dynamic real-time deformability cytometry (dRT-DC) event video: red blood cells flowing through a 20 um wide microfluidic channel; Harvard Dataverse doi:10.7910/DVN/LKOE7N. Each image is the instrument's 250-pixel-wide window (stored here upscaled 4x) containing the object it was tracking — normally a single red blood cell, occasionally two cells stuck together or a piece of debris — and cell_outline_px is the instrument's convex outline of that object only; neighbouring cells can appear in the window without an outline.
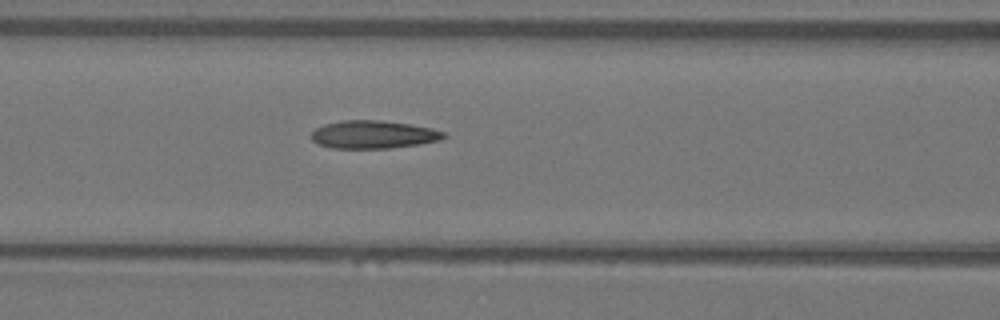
{"species": "Egyptian fruit bat (a non-hibernating species)", "species_latin": "Rousettus aegyptiacus", "temperature_condition": "warm", "stored_images_in_passage": 6, "camera_frame_rate_fps": 3000, "um_per_image_px": 0.085, "animal": {"sex": "female"}, "frame": {"image": 1, "passage_image": 6, "time_ms": 1.667, "image_size_px": [1000, 320], "cell_outline_px": [[448, 136], [440, 140], [420, 144], [388, 148], [332, 148], [316, 144], [312, 140], [312, 132], [316, 128], [324, 124], [340, 120], [376, 120], [408, 124], [432, 128], [444, 132]], "centroid_in_image_um": [31.72, 11.44], "position_along_channel_um": 134.9, "area_um2": 21.56}}